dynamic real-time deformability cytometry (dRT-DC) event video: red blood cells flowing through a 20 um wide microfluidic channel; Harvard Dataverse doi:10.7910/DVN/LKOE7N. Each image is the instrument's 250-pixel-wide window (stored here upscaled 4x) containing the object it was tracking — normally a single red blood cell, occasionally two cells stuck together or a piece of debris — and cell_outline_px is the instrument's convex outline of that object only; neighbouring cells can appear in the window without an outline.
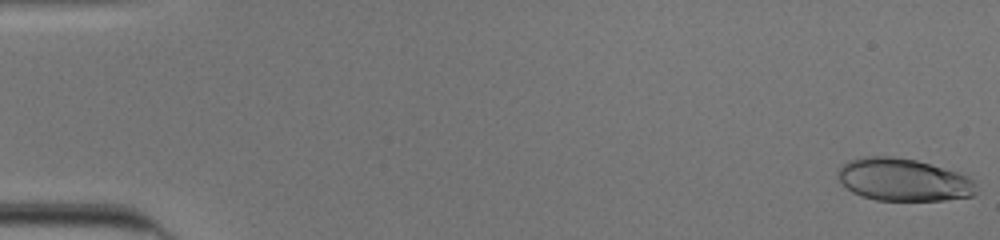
{"species": "human", "species_latin": "Homo sapiens", "temperature_condition": "cold", "stored_images_in_passage": 53, "camera_frame_rate_fps": 3000, "um_per_image_px": 0.085, "donor": {"sex": "male"}, "frame": {"image": 1, "passage_image": 1, "time_ms": 0.0, "image_size_px": [1000, 240], "cell_outline_px": [[976, 192], [972, 196], [944, 200], [876, 200], [860, 196], [852, 192], [836, 176], [836, 172], [840, 164], [848, 160], [864, 156], [892, 156], [916, 160], [956, 172], [972, 180], [976, 184]], "centroid_in_image_um": [76.72, 15.27], "position_along_channel_um": 8.3, "area_um2": 34.28}}
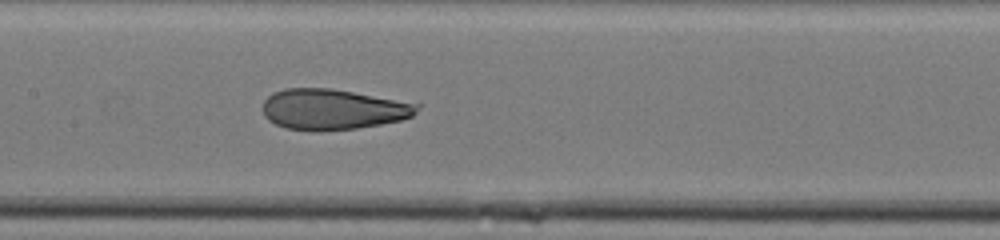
{"frame": {"image": 2, "passage_image": 27, "time_ms": 8.667, "image_size_px": [1000, 240], "cell_outline_px": [[420, 108], [412, 116], [400, 120], [380, 124], [356, 128], [288, 128], [276, 124], [268, 120], [264, 116], [264, 100], [272, 92], [284, 88], [332, 88], [420, 104]], "centroid_in_image_um": [28.3, 9.24], "position_along_channel_um": 179.1, "area_um2": 35.55}}
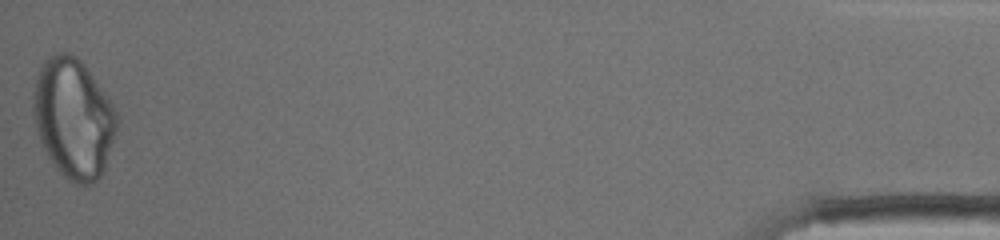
{"frame": {"image": 3, "passage_image": 53, "time_ms": 17.333, "image_size_px": [1000, 240], "cell_outline_px": [[120, 120], [104, 168], [100, 176], [92, 184], [76, 184], [68, 180], [56, 168], [48, 156], [36, 132], [32, 112], [32, 92], [36, 76], [44, 60], [56, 52], [68, 52], [76, 56], [84, 64], [112, 104]], "centroid_in_image_um": [6.22, 10.04], "position_along_channel_um": 429.0, "area_um2": 58.49}, "authors_computed_cell_mechanics": {"area_um2": 37.5122, "velocity_mm_per_s": 3.9099, "shape_relaxation_time_tau1_ms": null, "shape_relaxation_time_tau2_ms": 0.9322, "deformation_change_tau1": null, "deformation_change_tau2": 0.076}}